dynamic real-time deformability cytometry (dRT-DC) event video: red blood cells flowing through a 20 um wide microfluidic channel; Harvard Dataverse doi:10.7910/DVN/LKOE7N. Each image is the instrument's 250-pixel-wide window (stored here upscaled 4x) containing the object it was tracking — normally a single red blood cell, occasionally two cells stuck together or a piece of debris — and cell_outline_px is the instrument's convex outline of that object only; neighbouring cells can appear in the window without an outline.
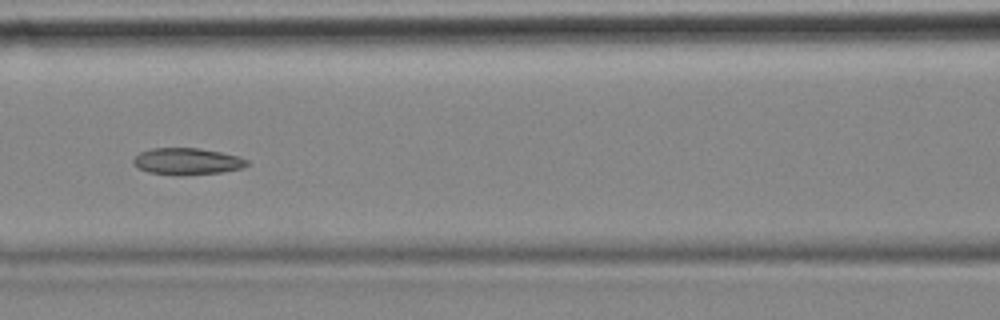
{"species": "common noctule bat (a hibernating species)", "species_latin": "Nyctalus noctula", "temperature_condition": "cold", "stored_images_in_passage": 8, "camera_frame_rate_fps": 3000, "um_per_image_px": 0.085, "animal": {"sex": "female", "body_mass_g": 18.4}, "frame": {"image": 1, "passage_image": 5, "time_ms": 1.333, "image_size_px": [1000, 320], "cell_outline_px": [[248, 164], [244, 168], [224, 172], [180, 176], [176, 176], [148, 172], [140, 168], [132, 160], [140, 152], [152, 148], [200, 148], [220, 152], [236, 156], [248, 160]], "centroid_in_image_um": [15.93, 13.73], "position_along_channel_um": 150.7, "area_um2": 17.74}}
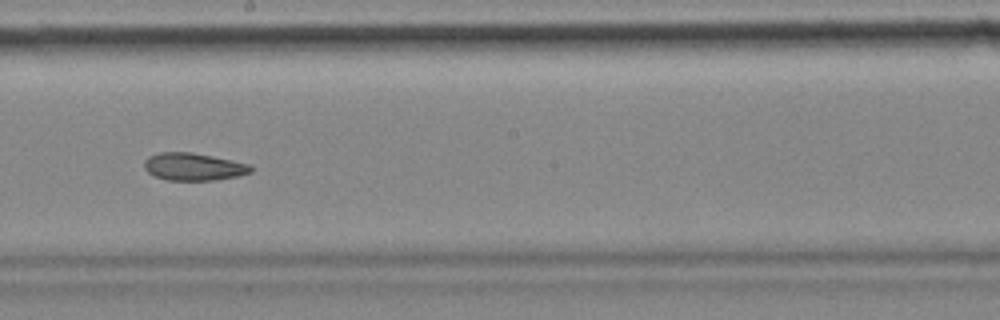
{"frame": {"image": 2, "passage_image": 7, "time_ms": 2.0, "image_size_px": [1000, 320], "cell_outline_px": [[252, 172], [240, 176], [212, 180], [168, 180], [156, 176], [148, 172], [144, 168], [144, 160], [148, 156], [160, 152], [192, 152], [252, 164]], "centroid_in_image_um": [16.47, 14.16], "position_along_channel_um": 231.7, "area_um2": 17.17}}
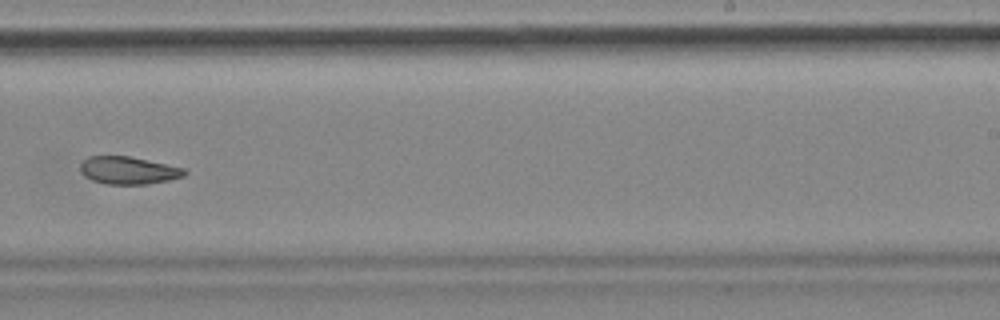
{"frame": {"image": 3, "passage_image": 8, "time_ms": 2.333, "image_size_px": [1000, 320], "cell_outline_px": [[188, 172], [184, 176], [168, 180], [148, 184], [104, 184], [92, 180], [84, 176], [80, 172], [80, 164], [88, 156], [128, 156], [184, 168]], "centroid_in_image_um": [10.88, 14.49], "position_along_channel_um": 278.1, "area_um2": 16.7}}